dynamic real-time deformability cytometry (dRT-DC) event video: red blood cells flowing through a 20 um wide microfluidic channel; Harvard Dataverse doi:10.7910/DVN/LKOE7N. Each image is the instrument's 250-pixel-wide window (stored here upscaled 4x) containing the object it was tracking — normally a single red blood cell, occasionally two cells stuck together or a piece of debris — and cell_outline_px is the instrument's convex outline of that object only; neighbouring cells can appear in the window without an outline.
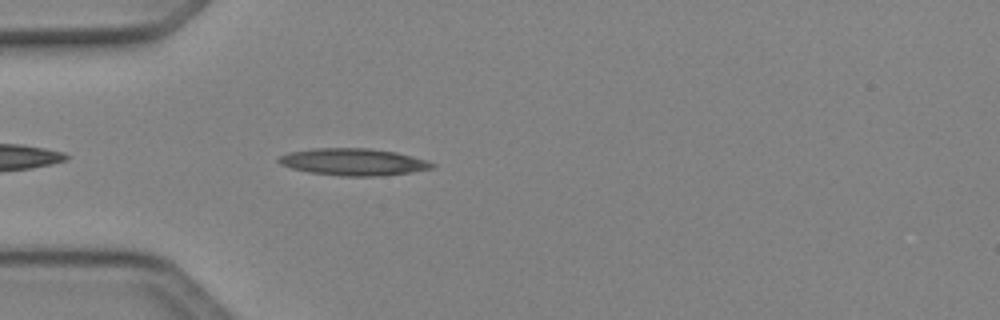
{"species": "Egyptian fruit bat (a non-hibernating species)", "species_latin": "Rousettus aegyptiacus", "temperature_condition": "cold", "stored_images_in_passage": 15, "camera_frame_rate_fps": 3000, "um_per_image_px": 0.085, "animal": {"sex": "female"}, "frame": {"image": 1, "passage_image": 3, "time_ms": 0.667, "image_size_px": [1000, 320], "cell_outline_px": [[436, 164], [432, 168], [412, 172], [376, 176], [340, 176], [308, 172], [292, 168], [280, 164], [276, 160], [280, 156], [288, 152], [312, 148], [368, 148], [396, 152], [412, 156]], "centroid_in_image_um": [29.99, 13.76], "position_along_channel_um": 55.0, "area_um2": 24.1}}
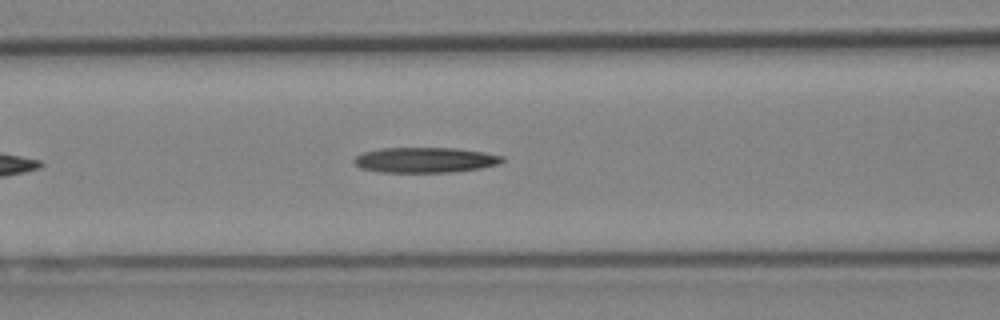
{"frame": {"image": 2, "passage_image": 9, "time_ms": 2.667, "image_size_px": [1000, 320], "cell_outline_px": [[504, 160], [500, 164], [480, 168], [452, 172], [380, 172], [360, 168], [352, 160], [356, 156], [364, 152], [380, 148], [456, 148], [484, 152], [504, 156]], "centroid_in_image_um": [36.15, 13.6], "position_along_channel_um": 130.5, "area_um2": 21.91}}
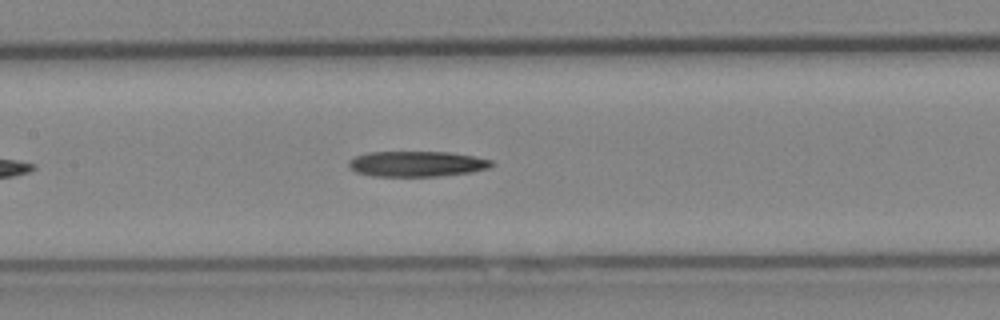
{"frame": {"image": 3, "passage_image": 12, "time_ms": 3.667, "image_size_px": [1000, 320], "cell_outline_px": [[496, 164], [488, 168], [472, 172], [436, 176], [376, 176], [356, 172], [348, 164], [348, 160], [356, 156], [368, 152], [448, 152], [472, 156], [492, 160]], "centroid_in_image_um": [35.45, 13.92], "position_along_channel_um": 172.0, "area_um2": 21.1}}